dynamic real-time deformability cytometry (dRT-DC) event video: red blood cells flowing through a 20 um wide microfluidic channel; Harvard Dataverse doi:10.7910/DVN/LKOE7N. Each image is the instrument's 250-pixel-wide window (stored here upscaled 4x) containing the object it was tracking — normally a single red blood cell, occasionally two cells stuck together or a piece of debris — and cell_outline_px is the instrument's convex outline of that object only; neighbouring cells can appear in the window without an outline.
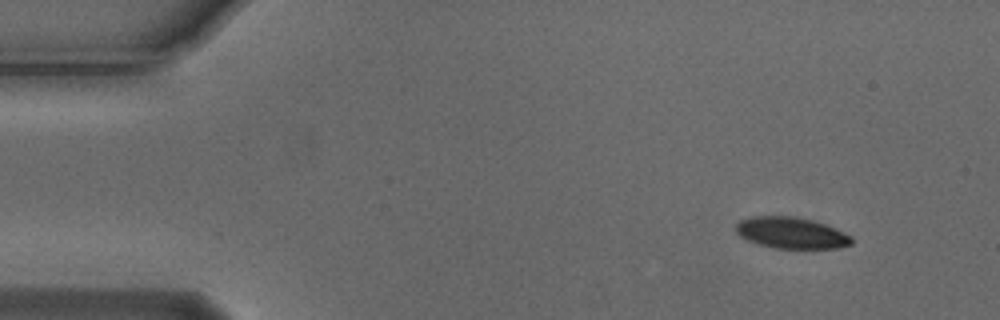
{"species": "Egyptian fruit bat (a non-hibernating species)", "species_latin": "Rousettus aegyptiacus", "temperature_condition": "cold", "stored_images_in_passage": 5, "camera_frame_rate_fps": 3000, "um_per_image_px": 0.085, "animal": {"sex": "male"}, "frame": {"image": 1, "passage_image": 1, "time_ms": 0.0, "image_size_px": [1000, 320], "cell_outline_px": [[852, 244], [840, 248], [776, 248], [756, 244], [740, 236], [736, 232], [736, 224], [740, 220], [752, 216], [796, 216], [812, 220], [824, 224], [852, 236]], "centroid_in_image_um": [67.24, 19.79], "position_along_channel_um": 17.8, "area_um2": 21.1}}
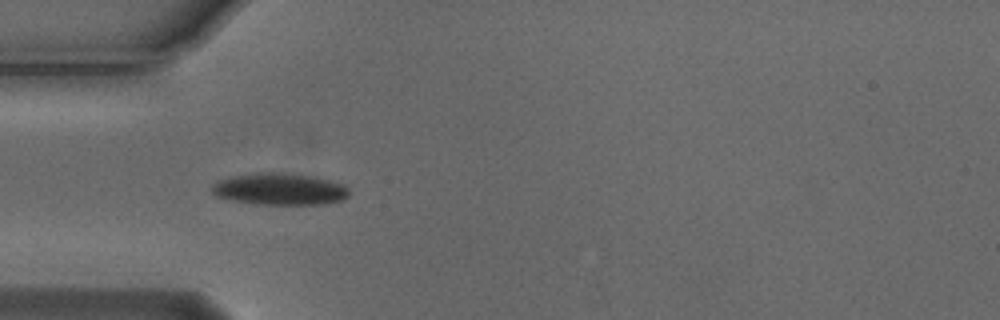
{"frame": {"image": 2, "passage_image": 4, "time_ms": 1.0, "image_size_px": [1000, 320], "cell_outline_px": [[348, 196], [344, 200], [324, 204], [256, 204], [232, 200], [216, 196], [212, 192], [212, 184], [220, 180], [236, 176], [260, 172], [280, 172], [312, 176], [344, 184], [348, 188]], "centroid_in_image_um": [23.8, 16.08], "position_along_channel_um": 61.2, "area_um2": 25.32}}
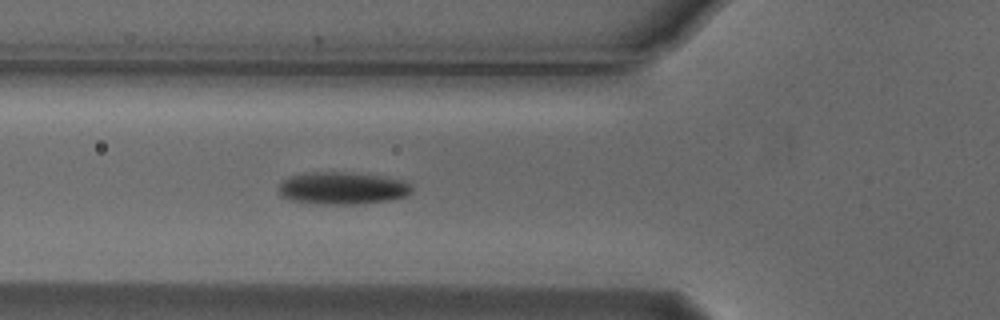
{"frame": {"image": 3, "passage_image": 5, "time_ms": 1.333, "image_size_px": [1000, 320], "cell_outline_px": [[412, 192], [404, 196], [388, 200], [352, 204], [324, 204], [288, 200], [280, 196], [280, 184], [288, 176], [312, 172], [348, 172], [380, 176], [408, 180], [412, 184]], "centroid_in_image_um": [29.12, 15.98], "position_along_channel_um": 96.7, "area_um2": 25.09}}